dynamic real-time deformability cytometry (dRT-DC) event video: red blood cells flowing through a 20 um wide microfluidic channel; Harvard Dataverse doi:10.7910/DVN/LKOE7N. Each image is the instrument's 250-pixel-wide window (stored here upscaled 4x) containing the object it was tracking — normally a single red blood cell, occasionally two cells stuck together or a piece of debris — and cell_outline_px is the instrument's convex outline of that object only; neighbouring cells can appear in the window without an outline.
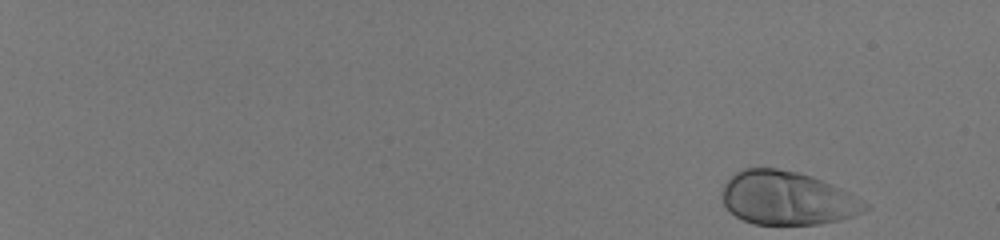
{"species": "human", "species_latin": "Homo sapiens", "temperature_condition": "room temperature", "stored_images_in_passage": 52, "camera_frame_rate_fps": 3000, "um_per_image_px": 0.085, "donor": {"sex": "male"}, "frame": {"image": 1, "passage_image": 1, "time_ms": 0.0, "image_size_px": [1000, 240], "cell_outline_px": [[872, 204], [868, 208], [852, 216], [840, 220], [820, 224], [752, 224], [736, 216], [724, 204], [720, 196], [720, 192], [724, 184], [736, 172], [744, 168], [776, 168], [796, 172], [812, 176], [848, 192]], "centroid_in_image_um": [66.9, 16.84], "position_along_channel_um": 18.1, "area_um2": 44.51}}
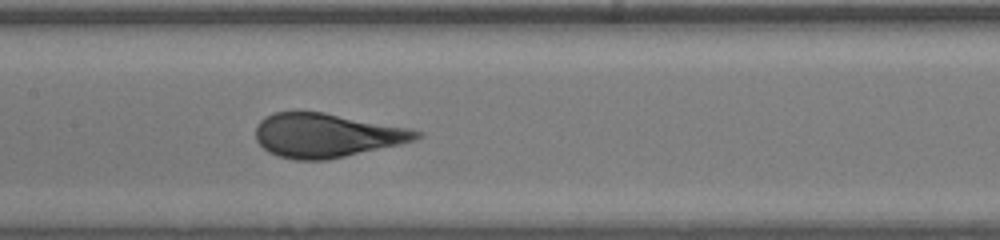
{"frame": {"image": 2, "passage_image": 30, "time_ms": 9.667, "image_size_px": [1000, 240], "cell_outline_px": [[424, 136], [416, 140], [400, 144], [328, 160], [296, 160], [280, 156], [268, 152], [256, 140], [256, 124], [264, 116], [272, 112], [324, 112], [408, 128], [424, 132]], "centroid_in_image_um": [27.75, 11.5], "position_along_channel_um": 179.6, "area_um2": 41.27}}
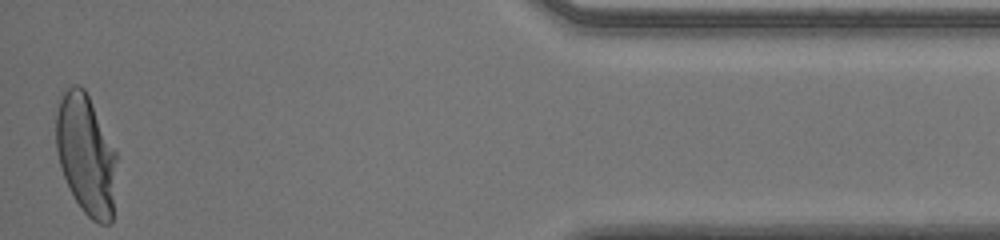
{"frame": {"image": 3, "passage_image": 52, "time_ms": 17.0, "image_size_px": [1000, 240], "cell_outline_px": [[120, 156], [112, 220], [108, 224], [100, 224], [92, 220], [80, 208], [72, 196], [64, 176], [60, 164], [56, 148], [56, 112], [60, 100], [64, 92], [72, 84], [80, 84], [84, 88]], "centroid_in_image_um": [7.37, 13.18], "position_along_channel_um": 427.8, "area_um2": 43.47}, "authors_computed_cell_mechanics": {"area_um2": 41.7605, "velocity_mm_per_s": 4.0445, "shape_relaxation_time_tau1_ms": 3.4293, "shape_relaxation_time_tau2_ms": null, "deformation_change_tau1": 0.1908, "deformation_change_tau2": null}}